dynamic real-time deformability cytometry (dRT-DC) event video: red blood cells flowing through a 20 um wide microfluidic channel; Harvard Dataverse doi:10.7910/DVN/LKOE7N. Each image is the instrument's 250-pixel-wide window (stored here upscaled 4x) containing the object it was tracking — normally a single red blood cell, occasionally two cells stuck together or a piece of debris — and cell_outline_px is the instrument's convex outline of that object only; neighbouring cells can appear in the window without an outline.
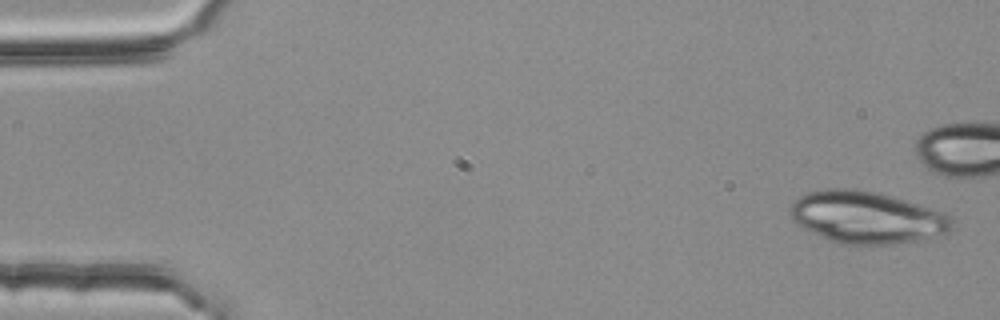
{"species": "common noctule bat (a hibernating species)", "species_latin": "Nyctalus noctula", "temperature_condition": "room temperature", "stored_images_in_passage": 8, "camera_frame_rate_fps": 3000, "um_per_image_px": 0.085, "animal": {"sex": "female", "body_mass_g": 25.1}, "frame": {"image": 1, "passage_image": 1, "time_ms": 0.0, "image_size_px": [1000, 320], "cell_outline_px": [[952, 228], [948, 232], [916, 240], [888, 244], [840, 244], [808, 232], [792, 220], [788, 212], [788, 208], [800, 196], [808, 192], [828, 188], [852, 188], [876, 192], [904, 200], [944, 212], [952, 216]], "centroid_in_image_um": [73.61, 18.47], "position_along_channel_um": 11.4, "area_um2": 48.9}}
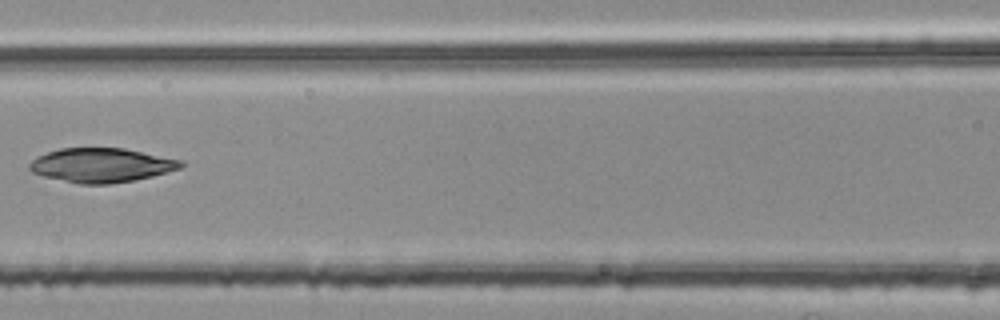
{"frame": {"image": 2, "passage_image": 7, "time_ms": 2.0, "image_size_px": [1000, 320], "cell_outline_px": [[184, 164], [180, 168], [152, 176], [132, 180], [108, 184], [76, 184], [44, 176], [32, 172], [28, 168], [28, 164], [36, 156], [60, 148], [124, 148], [184, 160]], "centroid_in_image_um": [8.6, 14.04], "position_along_channel_um": 158.0, "area_um2": 30.23}}
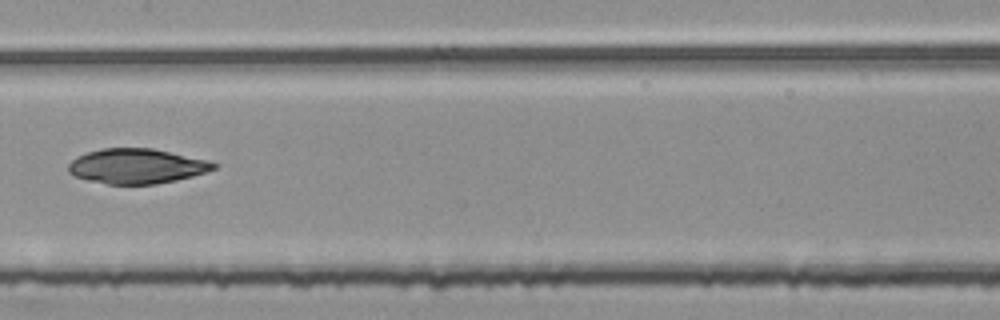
{"frame": {"image": 3, "passage_image": 8, "time_ms": 2.333, "image_size_px": [1000, 320], "cell_outline_px": [[220, 164], [216, 168], [192, 176], [176, 180], [156, 184], [108, 184], [88, 180], [76, 176], [68, 172], [68, 164], [76, 156], [88, 152], [104, 148], [152, 148], [208, 160]], "centroid_in_image_um": [11.62, 14.12], "position_along_channel_um": 195.8, "area_um2": 29.48}}